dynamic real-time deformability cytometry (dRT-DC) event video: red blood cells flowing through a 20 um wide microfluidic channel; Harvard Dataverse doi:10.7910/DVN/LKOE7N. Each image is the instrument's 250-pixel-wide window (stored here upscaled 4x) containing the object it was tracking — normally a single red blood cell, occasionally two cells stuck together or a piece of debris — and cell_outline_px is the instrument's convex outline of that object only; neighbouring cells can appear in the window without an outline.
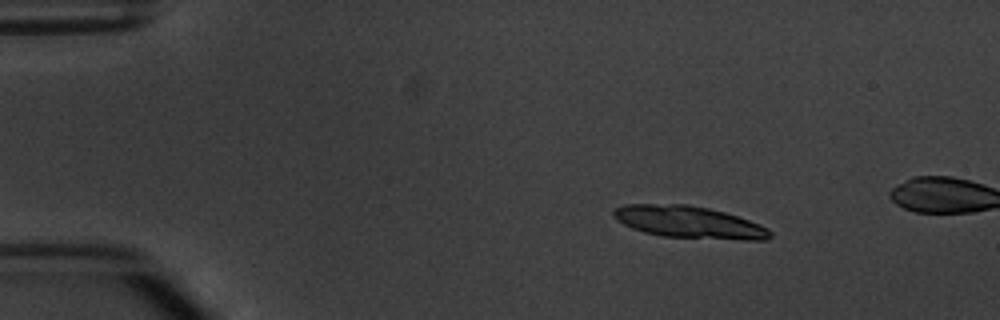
{"species": "common noctule bat (a hibernating species)", "species_latin": "Nyctalus noctula", "temperature_condition": "warm", "stored_images_in_passage": 4, "camera_frame_rate_fps": 3000, "um_per_image_px": 0.085, "animal": {"sex": "male", "body_mass_g": 20.1, "forearm_length_mm": 53.5}, "frame": {"image": 1, "passage_image": 2, "time_ms": 1.0, "image_size_px": [1000, 320], "cell_outline_px": [[772, 236], [764, 240], [740, 240], [660, 236], [644, 232], [632, 228], [624, 224], [612, 212], [616, 208], [624, 204], [688, 204], [708, 208], [724, 212], [760, 224], [768, 228], [772, 232]], "centroid_in_image_um": [58.61, 18.89], "position_along_channel_um": 26.4, "area_um2": 29.13}}